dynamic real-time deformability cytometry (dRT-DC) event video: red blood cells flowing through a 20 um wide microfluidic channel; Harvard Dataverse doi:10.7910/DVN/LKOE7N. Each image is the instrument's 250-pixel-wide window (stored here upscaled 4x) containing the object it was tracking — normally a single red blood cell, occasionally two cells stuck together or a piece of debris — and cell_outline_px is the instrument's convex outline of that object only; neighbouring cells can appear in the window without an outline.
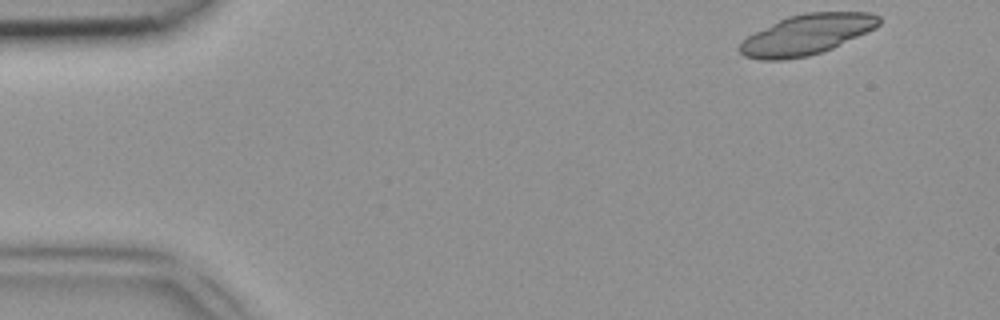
{"species": "common noctule bat (a hibernating species)", "species_latin": "Nyctalus noctula", "temperature_condition": "room temperature", "stored_images_in_passage": 43, "camera_frame_rate_fps": 3000, "um_per_image_px": 0.085, "animal": {"sex": "female", "body_mass_g": 18.4}, "frame": {"image": 1, "passage_image": 1, "time_ms": 0.0, "image_size_px": [1000, 320], "cell_outline_px": [[880, 24], [876, 28], [832, 48], [808, 56], [784, 60], [760, 60], [744, 56], [736, 48], [748, 36], [788, 16], [804, 12], [872, 12], [880, 16]], "centroid_in_image_um": [68.59, 2.94], "position_along_channel_um": 16.4, "area_um2": 32.54}}
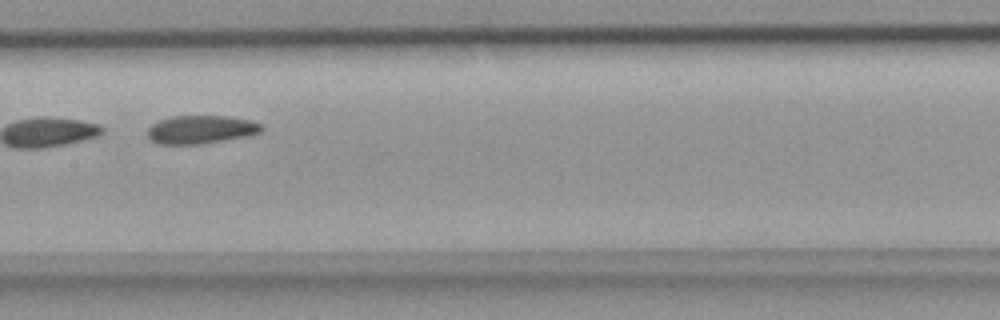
{"frame": {"image": 2, "passage_image": 21, "time_ms": 6.667, "image_size_px": [1000, 320], "cell_outline_px": [[264, 128], [260, 132], [248, 136], [200, 144], [160, 144], [152, 140], [148, 136], [148, 128], [152, 124], [160, 120], [172, 116], [228, 116], [248, 120], [260, 124]], "centroid_in_image_um": [17.07, 11.01], "position_along_channel_um": 190.3, "area_um2": 18.61}}
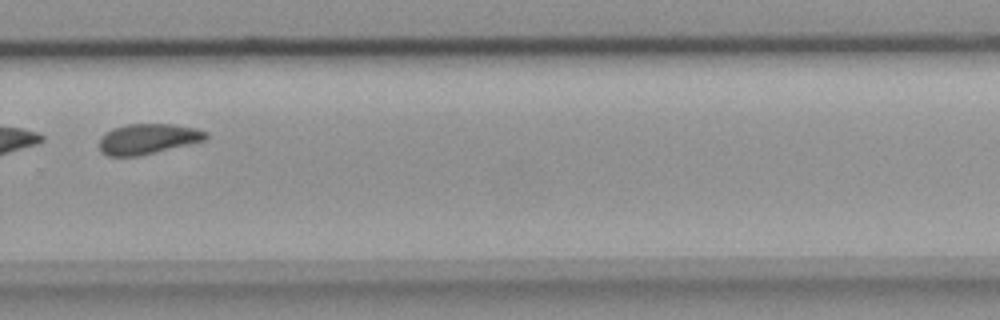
{"frame": {"image": 3, "passage_image": 30, "time_ms": 9.667, "image_size_px": [1000, 320], "cell_outline_px": [[208, 136], [204, 140], [140, 156], [108, 156], [100, 152], [100, 136], [112, 128], [128, 124], [172, 124], [196, 128], [208, 132]], "centroid_in_image_um": [12.54, 11.8], "position_along_channel_um": 317.3, "area_um2": 18.84}}